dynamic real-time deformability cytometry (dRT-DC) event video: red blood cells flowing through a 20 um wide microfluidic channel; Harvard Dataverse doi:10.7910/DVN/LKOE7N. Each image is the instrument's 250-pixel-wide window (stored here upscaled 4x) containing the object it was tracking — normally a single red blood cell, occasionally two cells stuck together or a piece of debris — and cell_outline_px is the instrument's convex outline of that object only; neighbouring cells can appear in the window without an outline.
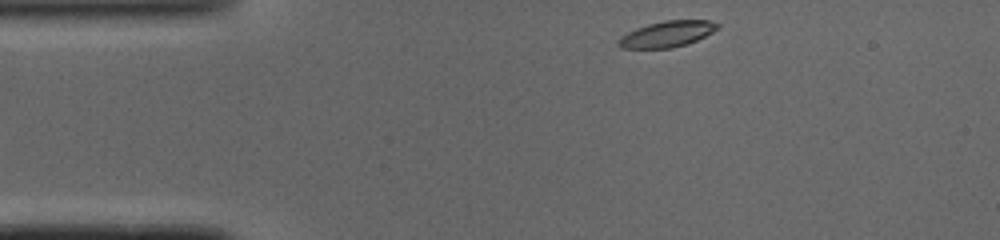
{"species": "common noctule bat (a hibernating species)", "species_latin": "Nyctalus noctula", "temperature_condition": "cold", "stored_images_in_passage": 42, "camera_frame_rate_fps": 3000, "um_per_image_px": 0.085, "animal": {"sex": "male", "body_mass_g": 19.0, "forearm_length_mm": 50.8}, "frame": {"image": 1, "passage_image": 1, "time_ms": 0.0, "image_size_px": [1000, 240], "cell_outline_px": [[720, 28], [688, 44], [672, 48], [620, 48], [616, 44], [620, 36], [636, 28], [648, 24], [664, 20], [708, 20], [720, 24]], "centroid_in_image_um": [56.69, 2.89], "position_along_channel_um": 28.3, "area_um2": 15.09}}
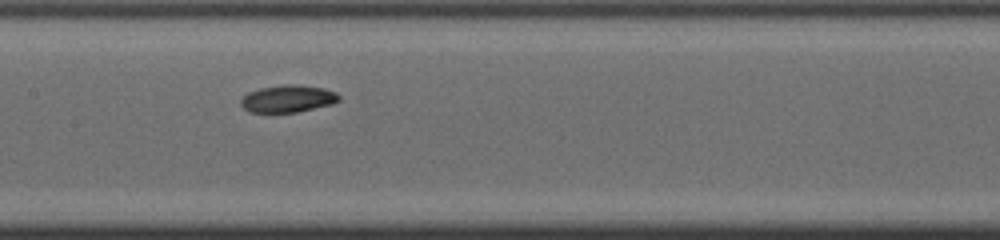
{"frame": {"image": 2, "passage_image": 16, "time_ms": 5.0, "image_size_px": [1000, 240], "cell_outline_px": [[340, 100], [332, 104], [296, 112], [248, 112], [240, 104], [240, 100], [248, 92], [260, 88], [284, 84], [300, 84], [324, 88], [336, 92], [340, 96]], "centroid_in_image_um": [24.48, 8.38], "position_along_channel_um": 182.9, "area_um2": 15.66}}
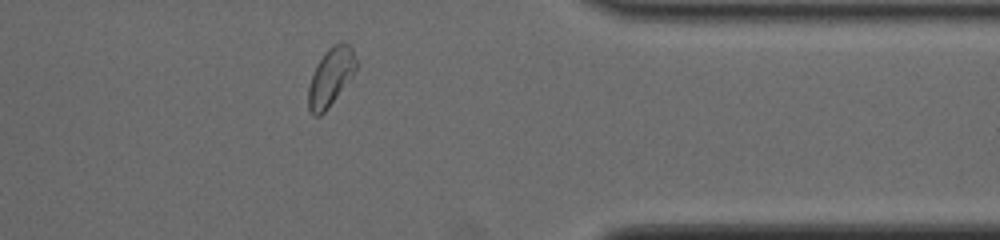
{"frame": {"image": 3, "passage_image": 32, "time_ms": 10.333, "image_size_px": [1000, 240], "cell_outline_px": [[356, 72], [328, 108], [320, 116], [312, 116], [308, 108], [308, 88], [316, 64], [324, 52], [332, 44], [348, 44], [352, 48], [356, 60]], "centroid_in_image_um": [28.1, 6.57], "position_along_channel_um": 383.3, "area_um2": 16.13}, "authors_computed_cell_mechanics": {"area_um2": 16.0973, "velocity_mm_per_s": 4.0563, "shape_relaxation_time_tau1_ms": 3.8716, "shape_relaxation_time_tau2_ms": null, "deformation_change_tau1": 0.1282, "deformation_change_tau2": null}}